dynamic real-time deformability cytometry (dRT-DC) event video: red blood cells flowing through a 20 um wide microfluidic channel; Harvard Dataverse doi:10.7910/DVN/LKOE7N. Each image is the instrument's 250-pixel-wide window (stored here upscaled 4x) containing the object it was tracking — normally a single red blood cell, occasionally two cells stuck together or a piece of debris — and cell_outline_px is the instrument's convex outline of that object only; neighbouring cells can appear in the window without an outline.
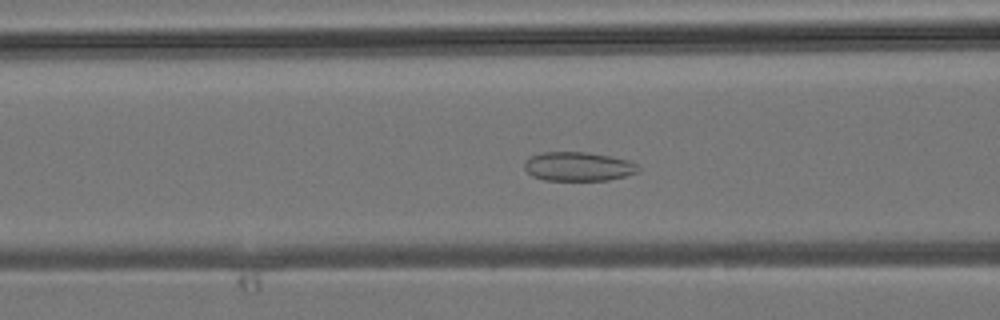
{"species": "common noctule bat (a hibernating species)", "species_latin": "Nyctalus noctula", "temperature_condition": "room temperature", "stored_images_in_passage": 31, "camera_frame_rate_fps": 3000, "um_per_image_px": 0.085, "animal": {"sex": "male", "body_mass_g": 19.2, "forearm_length_mm": 51.8}, "frame": {"image": 1, "passage_image": 5, "time_ms": 1.333, "image_size_px": [1000, 320], "cell_outline_px": [[640, 172], [608, 180], [544, 180], [532, 176], [524, 168], [524, 160], [540, 152], [588, 152], [628, 160], [636, 164], [640, 168]], "centroid_in_image_um": [49.14, 14.15], "position_along_channel_um": 117.5, "area_um2": 19.31}}
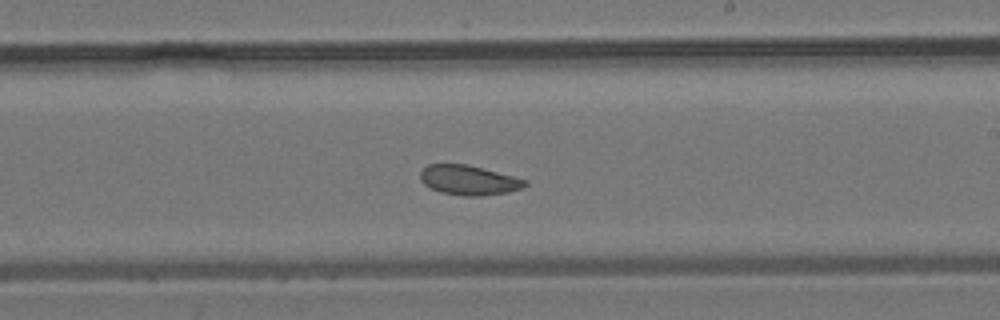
{"frame": {"image": 2, "passage_image": 13, "time_ms": 4.0, "image_size_px": [1000, 320], "cell_outline_px": [[528, 184], [520, 188], [508, 192], [484, 196], [464, 196], [440, 192], [424, 184], [420, 180], [420, 172], [428, 164], [468, 164], [528, 180]], "centroid_in_image_um": [39.84, 15.31], "position_along_channel_um": 249.2, "area_um2": 18.15}}
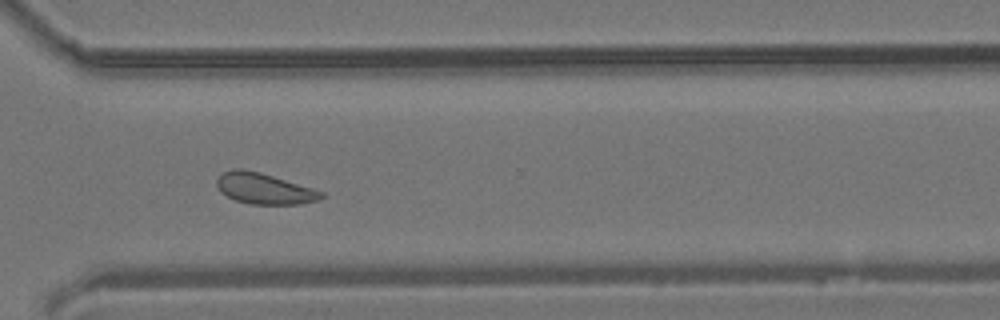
{"frame": {"image": 3, "passage_image": 19, "time_ms": 6.0, "image_size_px": [1000, 320], "cell_outline_px": [[324, 196], [320, 200], [300, 204], [252, 204], [236, 200], [220, 192], [216, 184], [216, 180], [224, 172], [232, 168], [244, 168], [260, 172], [312, 188], [324, 192]], "centroid_in_image_um": [22.46, 16.02], "position_along_channel_um": 348.1, "area_um2": 18.79}}